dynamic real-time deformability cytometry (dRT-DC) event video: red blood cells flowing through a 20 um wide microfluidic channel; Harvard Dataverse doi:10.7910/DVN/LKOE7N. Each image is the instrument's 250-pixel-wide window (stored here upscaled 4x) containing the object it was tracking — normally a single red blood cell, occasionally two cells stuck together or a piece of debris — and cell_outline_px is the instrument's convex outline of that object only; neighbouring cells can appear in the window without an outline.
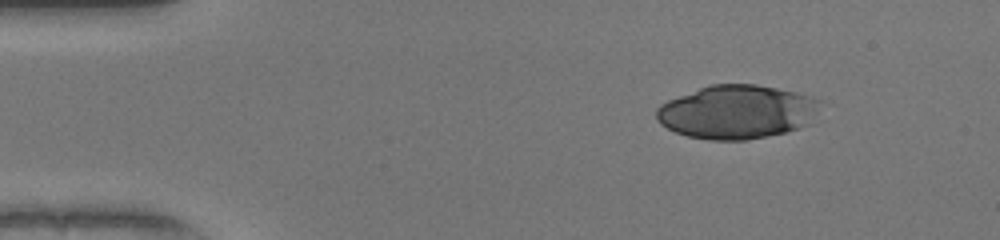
{"species": "human", "species_latin": "Homo sapiens", "temperature_condition": "warm", "stored_images_in_passage": 44, "camera_frame_rate_fps": 3000, "um_per_image_px": 0.085, "donor": {"sex": "female"}, "frame": {"image": 1, "passage_image": 1, "time_ms": 0.0, "image_size_px": [1000, 240], "cell_outline_px": [[816, 100], [808, 124], [784, 132], [768, 136], [744, 140], [708, 140], [688, 136], [676, 132], [660, 124], [656, 120], [656, 108], [660, 104], [668, 100], [700, 88], [712, 84], [756, 84], [796, 92], [812, 96]], "centroid_in_image_um": [62.53, 9.52], "position_along_channel_um": 22.5, "area_um2": 50.4}}